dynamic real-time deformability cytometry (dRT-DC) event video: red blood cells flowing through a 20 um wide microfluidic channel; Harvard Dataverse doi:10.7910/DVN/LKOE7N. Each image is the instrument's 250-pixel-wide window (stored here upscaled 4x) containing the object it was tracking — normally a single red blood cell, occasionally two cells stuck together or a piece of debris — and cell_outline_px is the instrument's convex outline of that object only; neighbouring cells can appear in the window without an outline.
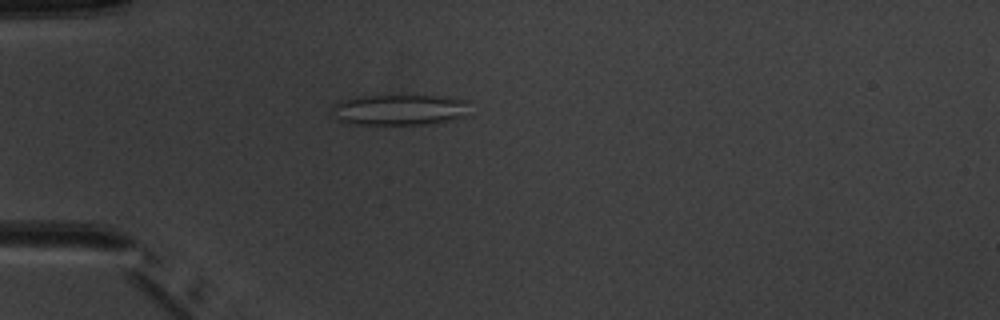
{"species": "common noctule bat (a hibernating species)", "species_latin": "Nyctalus noctula", "temperature_condition": "warm", "stored_images_in_passage": 3, "camera_frame_rate_fps": 3000, "um_per_image_px": 0.085, "animal": {"sex": "male", "body_mass_g": 20.1, "forearm_length_mm": 53.5}, "frame": {"image": 1, "passage_image": 3, "time_ms": 2.333, "image_size_px": [1000, 320], "cell_outline_px": [[472, 116], [452, 120], [428, 124], [348, 124], [340, 120], [328, 112], [332, 104], [340, 100], [356, 96], [440, 96], [472, 100]], "centroid_in_image_um": [34.05, 9.33], "position_along_channel_um": 51.0, "area_um2": 25.72}}